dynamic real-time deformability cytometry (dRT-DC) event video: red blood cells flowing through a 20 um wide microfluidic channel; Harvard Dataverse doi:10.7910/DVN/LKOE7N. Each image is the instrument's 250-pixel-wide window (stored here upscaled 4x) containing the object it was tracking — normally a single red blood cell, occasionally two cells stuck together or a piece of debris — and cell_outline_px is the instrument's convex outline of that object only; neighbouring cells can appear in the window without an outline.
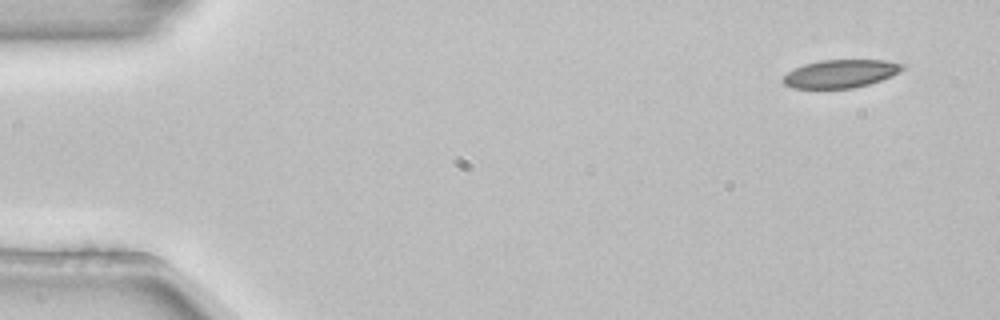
{"species": "common noctule bat (a hibernating species)", "species_latin": "Nyctalus noctula", "temperature_condition": "room temperature", "stored_images_in_passage": 3, "camera_frame_rate_fps": 3000, "um_per_image_px": 0.085, "animal": {"sex": "female", "body_mass_g": 22.7, "forearm_length_mm": 54.2}, "frame": {"image": 1, "passage_image": 1, "time_ms": 0.0, "image_size_px": [1000, 320], "cell_outline_px": [[904, 68], [900, 72], [892, 76], [868, 84], [852, 88], [792, 88], [784, 84], [784, 76], [788, 72], [804, 64], [820, 60], [884, 60], [904, 64]], "centroid_in_image_um": [71.47, 6.26], "position_along_channel_um": 13.5, "area_um2": 19.36}}
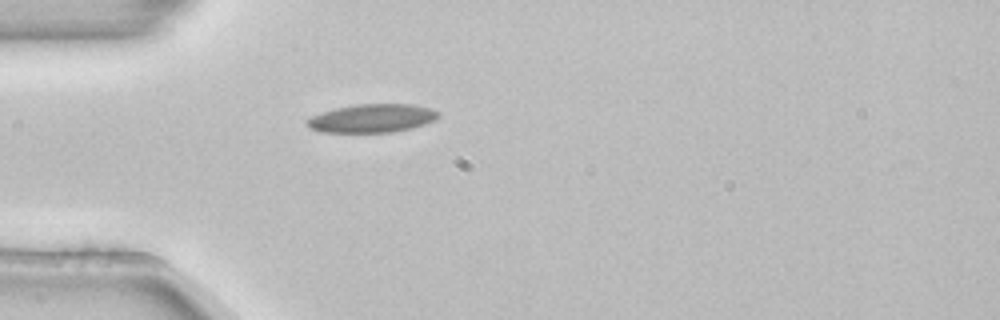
{"frame": {"image": 2, "passage_image": 3, "time_ms": 0.667, "image_size_px": [1000, 320], "cell_outline_px": [[440, 116], [436, 120], [412, 128], [392, 132], [320, 132], [312, 128], [308, 124], [308, 120], [312, 116], [336, 108], [356, 104], [412, 104], [432, 108], [440, 112]], "centroid_in_image_um": [31.72, 10.05], "position_along_channel_um": 53.3, "area_um2": 21.62}}